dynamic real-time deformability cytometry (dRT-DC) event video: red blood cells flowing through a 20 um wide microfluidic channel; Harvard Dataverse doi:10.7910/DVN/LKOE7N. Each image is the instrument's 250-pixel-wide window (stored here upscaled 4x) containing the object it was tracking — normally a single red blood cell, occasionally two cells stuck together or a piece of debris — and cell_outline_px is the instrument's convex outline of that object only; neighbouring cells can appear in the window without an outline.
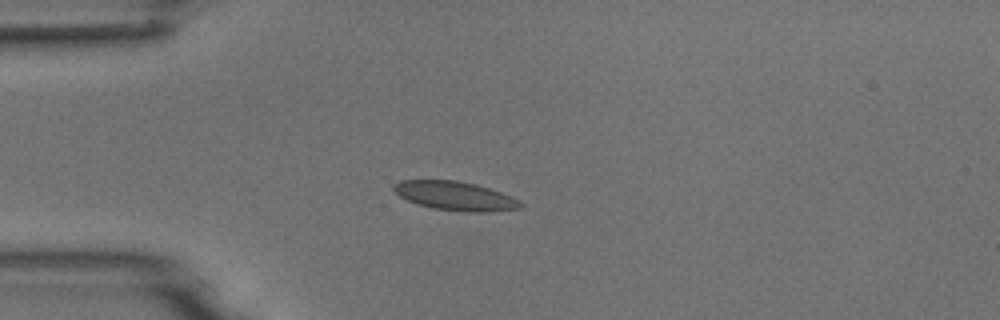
{"species": "common noctule bat (a hibernating species)", "species_latin": "Nyctalus noctula", "temperature_condition": "room temperature", "stored_images_in_passage": 3, "camera_frame_rate_fps": 3000, "um_per_image_px": 0.085, "animal": {"sex": "male", "body_mass_g": 18.8}, "frame": {"image": 1, "passage_image": 3, "time_ms": 2.333, "image_size_px": [1000, 320], "cell_outline_px": [[524, 204], [520, 208], [484, 212], [468, 212], [432, 208], [408, 200], [400, 196], [392, 188], [392, 184], [400, 180], [456, 180], [476, 184], [512, 196], [520, 200]], "centroid_in_image_um": [38.7, 16.64], "position_along_channel_um": 46.3, "area_um2": 21.27}}